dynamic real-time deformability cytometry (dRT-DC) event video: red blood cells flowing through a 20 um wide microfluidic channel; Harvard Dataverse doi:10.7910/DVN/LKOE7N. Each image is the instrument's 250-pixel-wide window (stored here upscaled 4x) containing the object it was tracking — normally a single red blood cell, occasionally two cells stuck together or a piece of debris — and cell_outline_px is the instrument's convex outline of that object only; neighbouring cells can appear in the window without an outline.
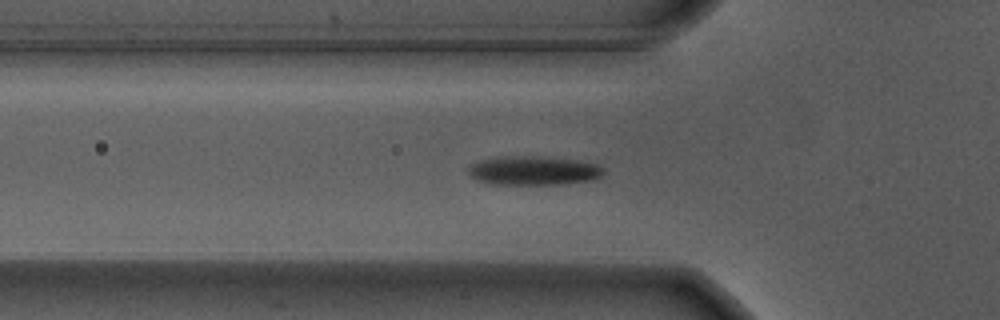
{"species": "Egyptian fruit bat (a non-hibernating species)", "species_latin": "Rousettus aegyptiacus", "temperature_condition": "warm", "stored_images_in_passage": 42, "camera_frame_rate_fps": 3000, "um_per_image_px": 0.085, "animal": {"sex": "male"}, "frame": {"image": 1, "passage_image": 7, "time_ms": 2.0, "image_size_px": [1000, 320], "cell_outline_px": [[604, 172], [600, 176], [592, 180], [560, 184], [488, 184], [476, 180], [468, 172], [468, 168], [476, 160], [492, 156], [536, 156], [576, 160], [600, 164], [604, 168]], "centroid_in_image_um": [45.31, 14.49], "position_along_channel_um": 80.5, "area_um2": 23.18}}
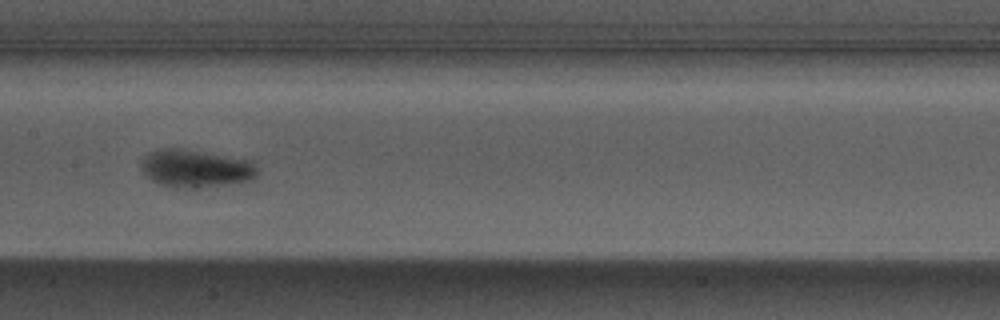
{"frame": {"image": 2, "passage_image": 16, "time_ms": 5.0, "image_size_px": [1000, 320], "cell_outline_px": [[256, 176], [252, 180], [200, 188], [172, 188], [160, 184], [152, 180], [140, 168], [140, 160], [148, 152], [156, 148], [180, 148], [248, 160], [256, 168]], "centroid_in_image_um": [16.54, 14.32], "position_along_channel_um": 190.9, "area_um2": 25.55}}
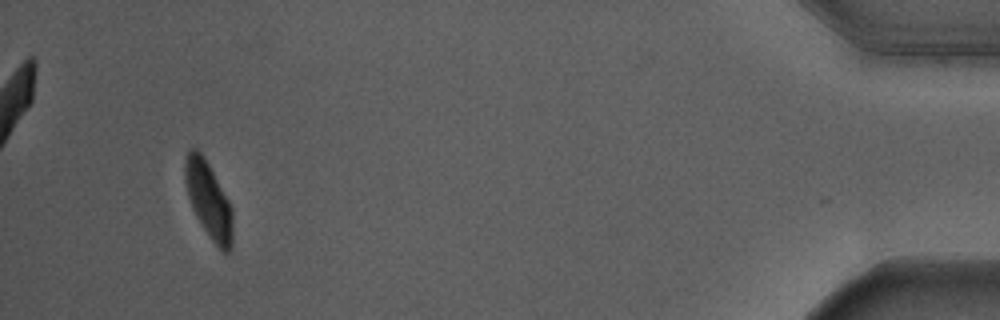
{"frame": {"image": 3, "passage_image": 41, "time_ms": 13.333, "image_size_px": [1000, 320], "cell_outline_px": [[232, 248], [228, 252], [224, 252], [212, 240], [200, 224], [192, 208], [188, 196], [184, 180], [184, 160], [188, 152], [192, 148], [196, 148], [204, 156], [228, 200], [232, 208]], "centroid_in_image_um": [17.71, 16.99], "position_along_channel_um": 417.5, "area_um2": 21.04}, "authors_computed_cell_mechanics": {"area_um2": 23.5824, "velocity_mm_per_s": 3.6733, "shape_relaxation_time_tau1_ms": 2.627, "shape_relaxation_time_tau2_ms": null, "deformation_change_tau1": 0.1565, "deformation_change_tau2": null}}